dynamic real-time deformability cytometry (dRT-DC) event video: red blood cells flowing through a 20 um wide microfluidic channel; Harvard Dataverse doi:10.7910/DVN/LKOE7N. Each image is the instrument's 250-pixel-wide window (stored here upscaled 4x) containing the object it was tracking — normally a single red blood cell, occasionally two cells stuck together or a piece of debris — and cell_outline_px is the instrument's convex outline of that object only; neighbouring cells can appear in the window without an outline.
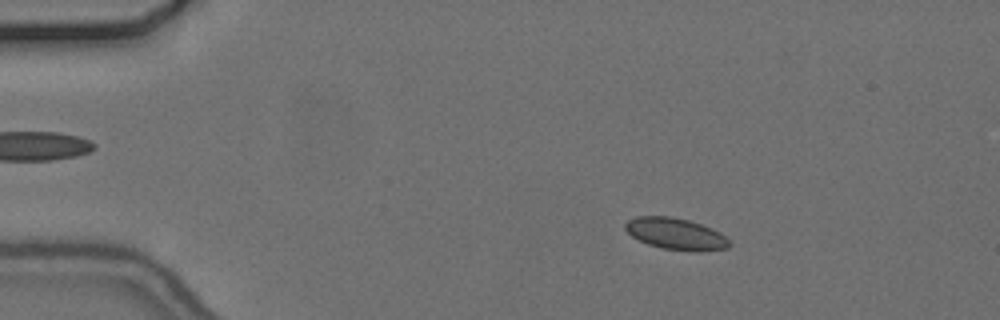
{"species": "common noctule bat (a hibernating species)", "species_latin": "Nyctalus noctula", "temperature_condition": "cold", "stored_images_in_passage": 57, "camera_frame_rate_fps": 3000, "um_per_image_px": 0.085, "animal": {"sex": "female", "body_mass_g": 24.6, "forearm_length_mm": 56.2}, "frame": {"image": 1, "passage_image": 10, "time_ms": 3.0, "image_size_px": [1000, 320], "cell_outline_px": [[732, 244], [728, 248], [700, 252], [692, 252], [664, 248], [648, 244], [632, 236], [624, 228], [624, 224], [628, 220], [636, 216], [672, 216], [688, 220], [712, 228], [720, 232]], "centroid_in_image_um": [57.46, 19.88], "position_along_channel_um": 27.5, "area_um2": 19.25}}
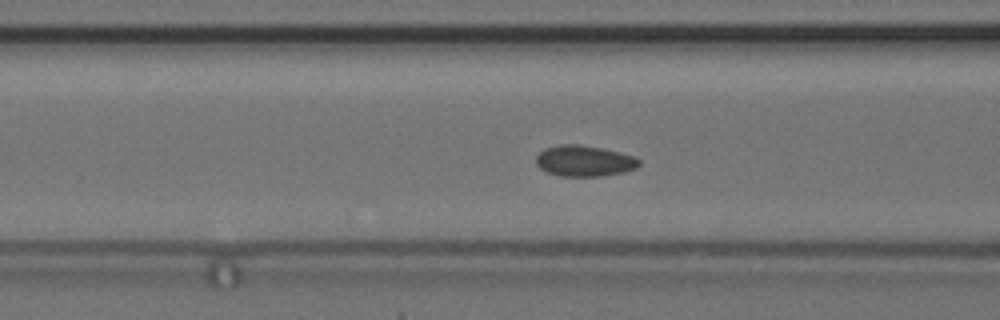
{"frame": {"image": 2, "passage_image": 23, "time_ms": 7.333, "image_size_px": [1000, 320], "cell_outline_px": [[640, 164], [636, 168], [624, 172], [600, 176], [560, 176], [548, 172], [540, 168], [536, 164], [536, 156], [544, 148], [560, 144], [576, 144], [600, 148], [620, 152], [636, 156], [640, 160]], "centroid_in_image_um": [49.67, 13.67], "position_along_channel_um": 116.9, "area_um2": 18.61}}
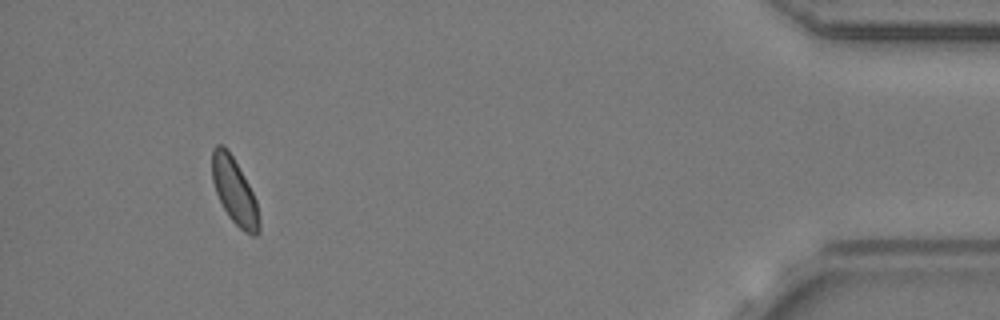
{"frame": {"image": 3, "passage_image": 53, "time_ms": 17.333, "image_size_px": [1000, 320], "cell_outline_px": [[260, 232], [256, 236], [252, 236], [244, 232], [228, 216], [216, 192], [212, 180], [212, 148], [216, 144], [224, 144], [232, 156], [248, 184], [256, 200], [260, 220]], "centroid_in_image_um": [19.93, 16.26], "position_along_channel_um": 415.3, "area_um2": 18.03}, "authors_computed_cell_mechanics": {"area_um2": 18.3226, "velocity_mm_per_s": 3.6513, "shape_relaxation_time_tau1_ms": null, "shape_relaxation_time_tau2_ms": 1.6745, "deformation_change_tau1": null, "deformation_change_tau2": 0.0532}}